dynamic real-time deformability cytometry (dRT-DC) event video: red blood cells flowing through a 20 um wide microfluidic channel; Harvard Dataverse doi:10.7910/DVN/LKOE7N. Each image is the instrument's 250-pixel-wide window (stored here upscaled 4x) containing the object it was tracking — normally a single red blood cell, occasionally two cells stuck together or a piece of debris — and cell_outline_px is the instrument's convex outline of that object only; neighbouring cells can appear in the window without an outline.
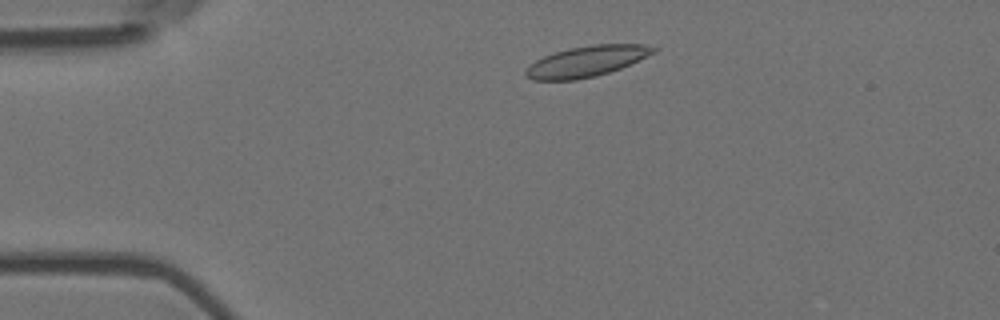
{"species": "Egyptian fruit bat (a non-hibernating species)", "species_latin": "Rousettus aegyptiacus", "temperature_condition": "room temperature", "stored_images_in_passage": 51, "camera_frame_rate_fps": 3000, "um_per_image_px": 0.085, "animal": {"sex": "female"}, "frame": {"image": 1, "passage_image": 6, "time_ms": 1.667, "image_size_px": [1000, 320], "cell_outline_px": [[656, 52], [620, 68], [596, 76], [576, 80], [532, 80], [524, 72], [528, 64], [544, 56], [568, 48], [592, 44], [644, 44], [656, 48]], "centroid_in_image_um": [49.83, 5.21], "position_along_channel_um": 35.2, "area_um2": 22.77}}
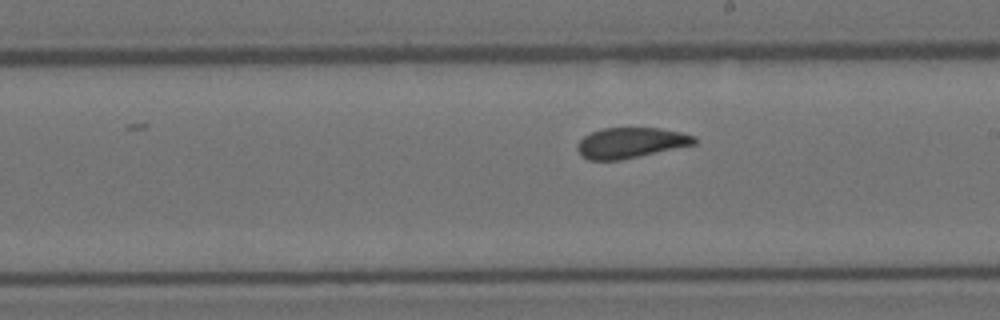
{"frame": {"image": 2, "passage_image": 26, "time_ms": 8.333, "image_size_px": [1000, 320], "cell_outline_px": [[696, 144], [620, 160], [588, 160], [580, 156], [576, 148], [580, 140], [584, 136], [600, 128], [660, 128], [680, 132], [696, 136]], "centroid_in_image_um": [53.59, 12.14], "position_along_channel_um": 235.4, "area_um2": 20.81}}
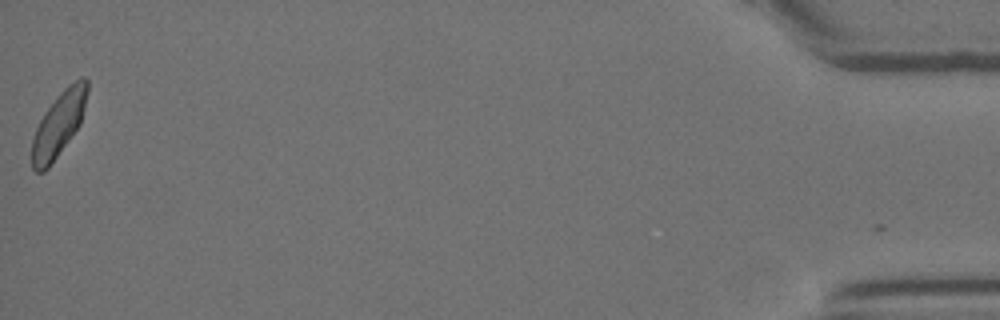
{"frame": {"image": 3, "passage_image": 50, "time_ms": 16.333, "image_size_px": [1000, 320], "cell_outline_px": [[88, 92], [80, 124], [48, 168], [44, 172], [36, 172], [32, 168], [32, 140], [36, 128], [44, 112], [56, 96], [68, 84], [80, 76], [84, 76], [88, 80]], "centroid_in_image_um": [5.0, 10.51], "position_along_channel_um": 430.2, "area_um2": 20.75}, "authors_computed_cell_mechanics": {"area_um2": 21.7328, "velocity_mm_per_s": 3.6374, "shape_relaxation_time_tau1_ms": 6.6003, "shape_relaxation_time_tau2_ms": 1.6987, "deformation_change_tau1": 0.1366, "deformation_change_tau2": 0.0499}}